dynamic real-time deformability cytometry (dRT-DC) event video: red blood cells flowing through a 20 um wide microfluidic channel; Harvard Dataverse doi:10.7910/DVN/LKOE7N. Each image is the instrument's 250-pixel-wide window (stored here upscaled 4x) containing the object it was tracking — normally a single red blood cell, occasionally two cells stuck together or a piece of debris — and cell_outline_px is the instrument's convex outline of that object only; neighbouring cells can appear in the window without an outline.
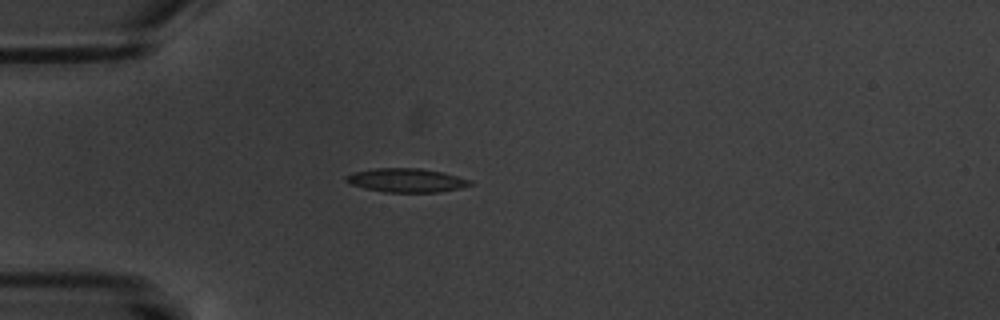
{"species": "common noctule bat (a hibernating species)", "species_latin": "Nyctalus noctula", "temperature_condition": "warm", "stored_images_in_passage": 11, "camera_frame_rate_fps": 3000, "um_per_image_px": 0.085, "animal": {"sex": "male", "body_mass_g": 20.1, "forearm_length_mm": 53.5}, "frame": {"image": 1, "passage_image": 4, "time_ms": 4.333, "image_size_px": [1000, 320], "cell_outline_px": [[472, 184], [460, 188], [440, 192], [384, 192], [364, 188], [352, 184], [344, 180], [344, 176], [352, 172], [376, 168], [420, 168], [444, 172], [472, 180]], "centroid_in_image_um": [34.54, 15.32], "position_along_channel_um": 50.5, "area_um2": 17.34}}
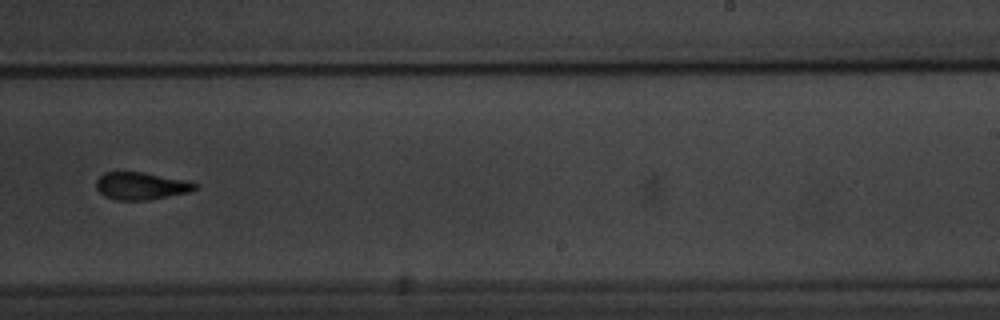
{"frame": {"image": 2, "passage_image": 10, "time_ms": 11.333, "image_size_px": [1000, 320], "cell_outline_px": [[200, 184], [196, 188], [188, 192], [148, 200], [116, 200], [104, 196], [96, 188], [96, 180], [104, 172], [144, 172], [188, 180]], "centroid_in_image_um": [12.0, 15.79], "position_along_channel_um": 277.0, "area_um2": 15.9}}
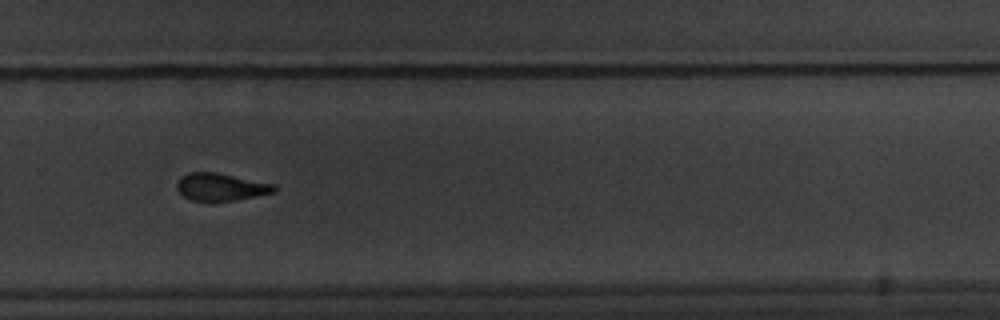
{"frame": {"image": 3, "passage_image": 11, "time_ms": 12.333, "image_size_px": [1000, 320], "cell_outline_px": [[276, 192], [236, 200], [192, 200], [184, 196], [176, 188], [176, 184], [188, 172], [216, 172], [276, 184]], "centroid_in_image_um": [18.82, 15.88], "position_along_channel_um": 311.0, "area_um2": 15.37}}